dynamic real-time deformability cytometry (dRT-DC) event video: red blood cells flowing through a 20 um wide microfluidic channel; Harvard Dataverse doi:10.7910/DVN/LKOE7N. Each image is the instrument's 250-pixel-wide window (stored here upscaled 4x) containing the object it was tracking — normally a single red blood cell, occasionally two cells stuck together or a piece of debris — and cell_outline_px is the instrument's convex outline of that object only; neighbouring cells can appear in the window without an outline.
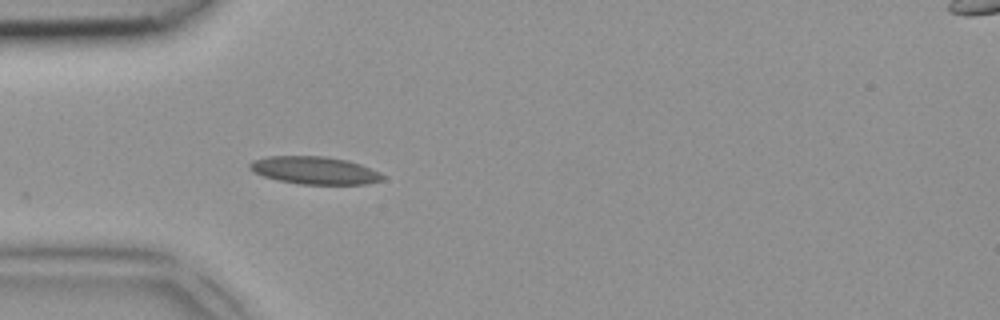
{"species": "common noctule bat (a hibernating species)", "species_latin": "Nyctalus noctula", "temperature_condition": "room temperature", "stored_images_in_passage": 4, "camera_frame_rate_fps": 3000, "um_per_image_px": 0.085, "animal": {"sex": "female", "body_mass_g": 18.4}, "frame": {"image": 1, "passage_image": 4, "time_ms": 1.0, "image_size_px": [1000, 320], "cell_outline_px": [[384, 180], [364, 184], [300, 184], [280, 180], [264, 176], [248, 168], [248, 164], [252, 160], [268, 156], [324, 156], [348, 160], [360, 164], [380, 172], [384, 176]], "centroid_in_image_um": [26.75, 14.47], "position_along_channel_um": 58.2, "area_um2": 21.33}}